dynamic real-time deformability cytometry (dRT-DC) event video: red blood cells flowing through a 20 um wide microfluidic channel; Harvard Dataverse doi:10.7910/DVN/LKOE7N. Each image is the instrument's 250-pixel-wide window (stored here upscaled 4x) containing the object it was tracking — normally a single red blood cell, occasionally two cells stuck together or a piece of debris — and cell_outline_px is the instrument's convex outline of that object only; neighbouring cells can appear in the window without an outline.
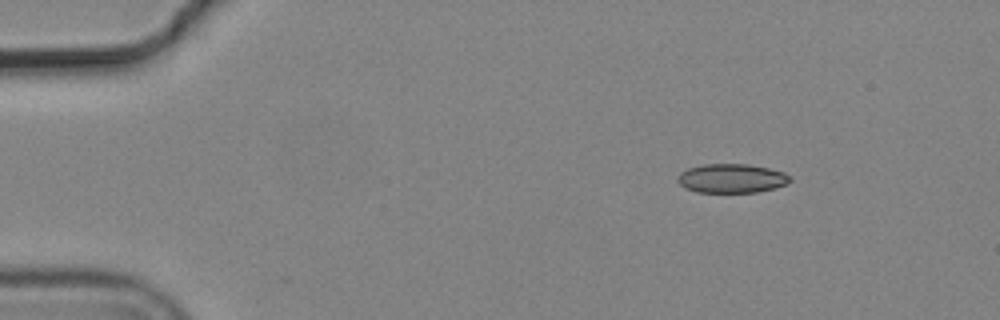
{"species": "common noctule bat (a hibernating species)", "species_latin": "Nyctalus noctula", "temperature_condition": "cold", "stored_images_in_passage": 5, "camera_frame_rate_fps": 3000, "um_per_image_px": 0.085, "animal": {"sex": "male", "body_mass_g": 19.2, "forearm_length_mm": 51.8}, "frame": {"image": 1, "passage_image": 1, "time_ms": 0.0, "image_size_px": [1000, 320], "cell_outline_px": [[792, 180], [788, 184], [776, 188], [756, 192], [696, 192], [684, 188], [676, 180], [680, 172], [688, 168], [704, 164], [748, 164], [768, 168], [784, 172], [792, 176]], "centroid_in_image_um": [62.21, 15.16], "position_along_channel_um": 22.8, "area_um2": 19.25}}
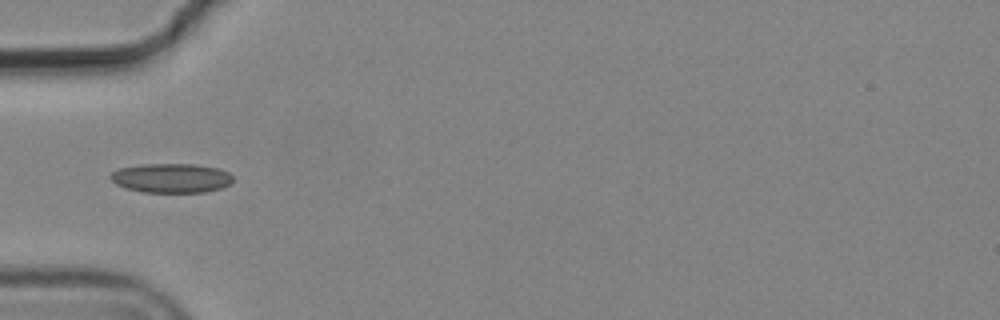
{"frame": {"image": 2, "passage_image": 4, "time_ms": 1.0, "image_size_px": [1000, 320], "cell_outline_px": [[232, 180], [228, 184], [220, 188], [204, 192], [140, 192], [124, 188], [116, 184], [108, 176], [116, 168], [144, 164], [192, 164], [220, 168], [228, 172], [232, 176]], "centroid_in_image_um": [14.5, 15.13], "position_along_channel_um": 70.5, "area_um2": 21.04}}
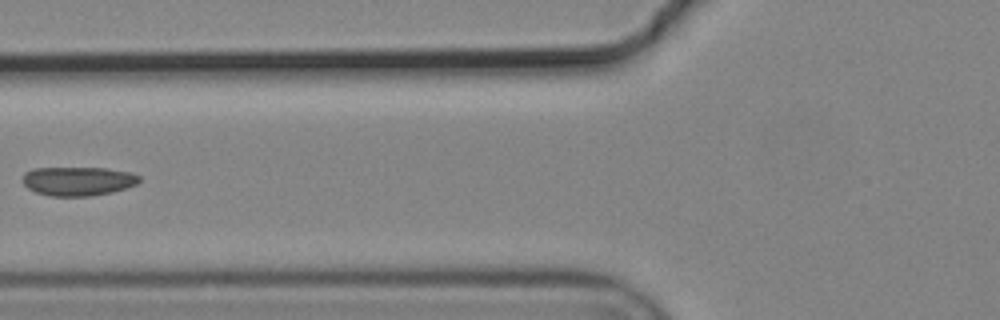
{"frame": {"image": 3, "passage_image": 5, "time_ms": 1.333, "image_size_px": [1000, 320], "cell_outline_px": [[140, 180], [136, 184], [112, 192], [88, 196], [48, 196], [36, 192], [28, 188], [24, 184], [24, 172], [32, 168], [104, 168], [132, 172], [140, 176]], "centroid_in_image_um": [6.63, 15.39], "position_along_channel_um": 119.2, "area_um2": 19.65}}